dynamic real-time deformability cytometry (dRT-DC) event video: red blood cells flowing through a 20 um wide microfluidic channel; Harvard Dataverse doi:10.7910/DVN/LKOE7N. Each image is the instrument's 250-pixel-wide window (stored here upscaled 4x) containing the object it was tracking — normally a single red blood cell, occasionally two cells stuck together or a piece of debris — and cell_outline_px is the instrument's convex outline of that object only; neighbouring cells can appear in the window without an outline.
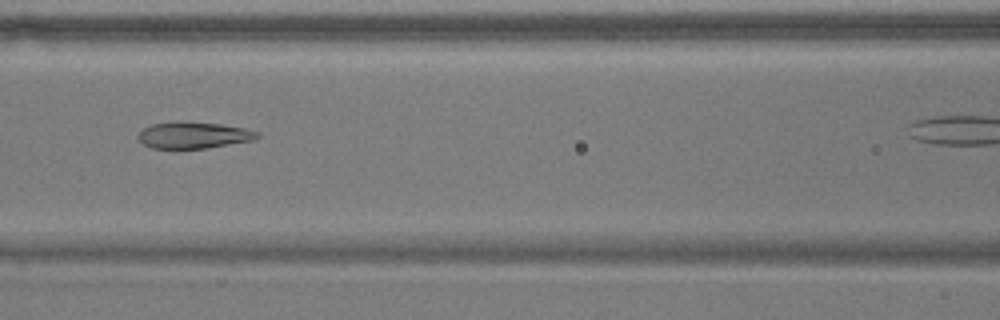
{"species": "common noctule bat (a hibernating species)", "species_latin": "Nyctalus noctula", "temperature_condition": "warm", "stored_images_in_passage": 40, "camera_frame_rate_fps": 3000, "um_per_image_px": 0.085, "animal": {"sex": "male", "body_mass_g": 17.9}, "frame": {"image": 1, "passage_image": 19, "time_ms": 6.0, "image_size_px": [1000, 320], "cell_outline_px": [[260, 136], [256, 140], [208, 148], [152, 148], [144, 144], [136, 136], [144, 128], [152, 124], [180, 120], [184, 120], [220, 124], [244, 128], [260, 132]], "centroid_in_image_um": [16.49, 11.47], "position_along_channel_um": 150.1, "area_um2": 18.67}}
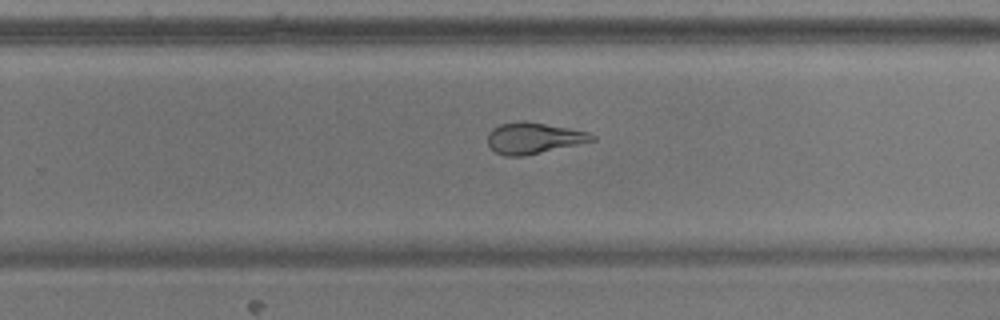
{"frame": {"image": 2, "passage_image": 30, "time_ms": 9.667, "image_size_px": [1000, 320], "cell_outline_px": [[596, 140], [524, 156], [504, 156], [496, 152], [488, 144], [488, 132], [492, 128], [500, 124], [516, 120], [524, 120], [568, 128], [588, 132], [596, 136]], "centroid_in_image_um": [45.33, 11.72], "position_along_channel_um": 284.5, "area_um2": 18.96}}
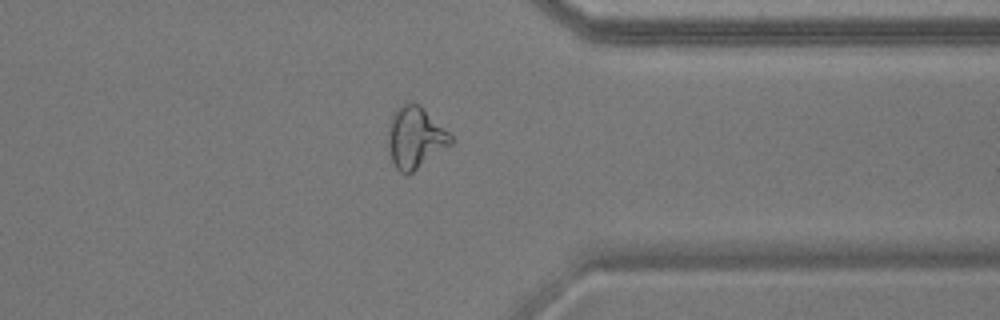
{"frame": {"image": 3, "passage_image": 38, "time_ms": 12.333, "image_size_px": [1000, 320], "cell_outline_px": [[452, 144], [408, 176], [400, 172], [396, 168], [392, 160], [388, 144], [388, 132], [392, 112], [396, 108], [412, 100], [420, 104], [452, 136]], "centroid_in_image_um": [35.29, 11.69], "position_along_channel_um": 376.1, "area_um2": 22.6}}